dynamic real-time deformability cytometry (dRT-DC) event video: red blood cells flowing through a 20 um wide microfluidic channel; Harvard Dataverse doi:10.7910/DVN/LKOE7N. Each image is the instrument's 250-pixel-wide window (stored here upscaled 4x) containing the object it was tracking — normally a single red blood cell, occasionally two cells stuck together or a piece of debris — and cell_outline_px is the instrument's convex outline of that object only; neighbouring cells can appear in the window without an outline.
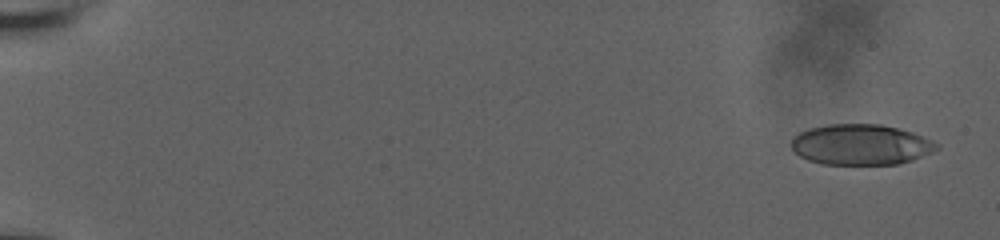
{"species": "human", "species_latin": "Homo sapiens", "temperature_condition": "room temperature", "stored_images_in_passage": 7, "camera_frame_rate_fps": 3000, "um_per_image_px": 0.085, "donor": {"sex": "male"}, "frame": {"image": 1, "passage_image": 1, "time_ms": 0.0, "image_size_px": [1000, 240], "cell_outline_px": [[940, 148], [932, 152], [912, 160], [896, 164], [820, 164], [808, 160], [800, 156], [792, 148], [792, 136], [808, 128], [828, 124], [880, 124], [900, 128], [912, 132], [940, 144]], "centroid_in_image_um": [73.17, 12.28], "position_along_channel_um": 11.8, "area_um2": 34.51}}
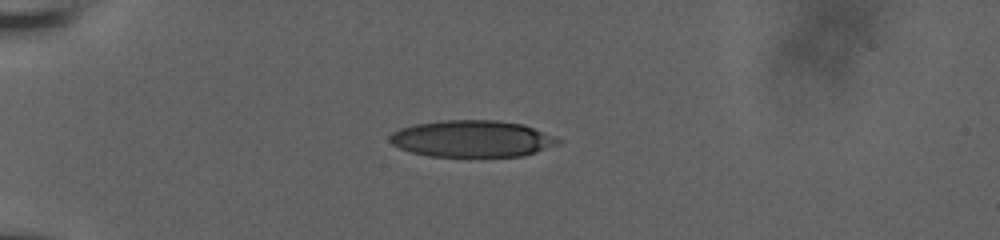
{"frame": {"image": 2, "passage_image": 6, "time_ms": 1.667, "image_size_px": [1000, 240], "cell_outline_px": [[564, 140], [560, 144], [524, 156], [428, 156], [412, 152], [400, 148], [392, 144], [388, 140], [388, 136], [392, 132], [400, 128], [412, 124], [440, 120], [496, 120], [524, 124], [556, 136]], "centroid_in_image_um": [40.15, 11.78], "position_along_channel_um": 44.9, "area_um2": 36.41}}